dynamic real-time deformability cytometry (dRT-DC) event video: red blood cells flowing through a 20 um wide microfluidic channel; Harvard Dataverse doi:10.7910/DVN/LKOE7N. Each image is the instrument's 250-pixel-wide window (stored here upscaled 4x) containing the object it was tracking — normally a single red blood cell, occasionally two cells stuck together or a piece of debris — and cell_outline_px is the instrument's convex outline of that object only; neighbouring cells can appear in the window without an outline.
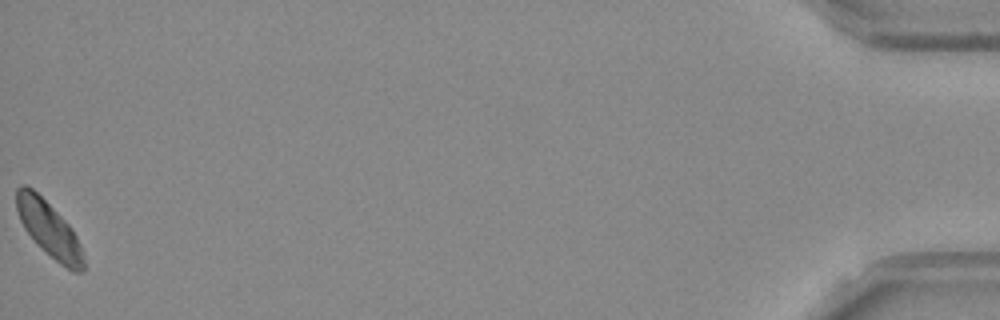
{"species": "Egyptian fruit bat (a non-hibernating species)", "species_latin": "Rousettus aegyptiacus", "temperature_condition": "room temperature", "stored_images_in_passage": 52, "camera_frame_rate_fps": 3000, "um_per_image_px": 0.085, "frame": {"image": 1, "passage_image": 52, "time_ms": 17.0, "image_size_px": [1000, 320], "cell_outline_px": [[84, 272], [72, 272], [60, 264], [36, 244], [24, 228], [20, 220], [16, 208], [16, 188], [20, 184], [24, 184], [32, 188], [72, 228], [80, 244], [84, 260]], "centroid_in_image_um": [4.15, 19.5], "position_along_channel_um": 431.0, "area_um2": 21.5}, "authors_computed_cell_mechanics": {"area_um2": 22.2819, "velocity_mm_per_s": 3.7132, "shape_relaxation_time_tau1_ms": 6.1725, "shape_relaxation_time_tau2_ms": null, "deformation_change_tau1": 0.0942, "deformation_change_tau2": null}}